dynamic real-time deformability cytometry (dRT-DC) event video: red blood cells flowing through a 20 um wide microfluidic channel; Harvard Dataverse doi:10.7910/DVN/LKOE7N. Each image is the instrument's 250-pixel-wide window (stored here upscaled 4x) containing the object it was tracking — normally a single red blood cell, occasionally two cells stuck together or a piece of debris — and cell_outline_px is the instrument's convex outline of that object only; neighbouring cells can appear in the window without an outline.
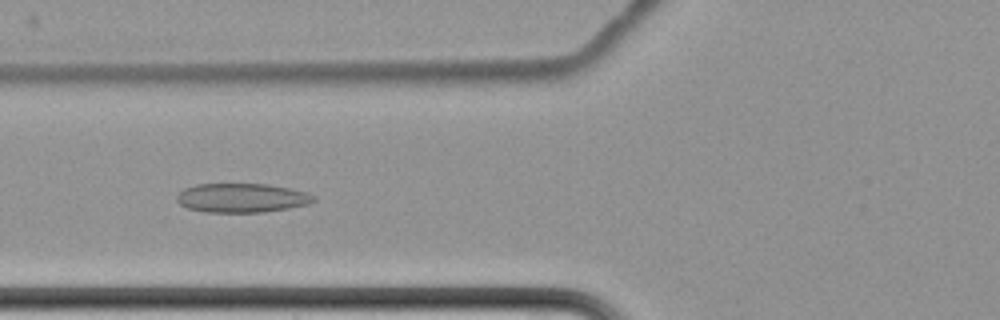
{"species": "common noctule bat (a hibernating species)", "species_latin": "Nyctalus noctula", "temperature_condition": "cold", "stored_images_in_passage": 8, "camera_frame_rate_fps": 3000, "um_per_image_px": 0.085, "animal": {"sex": "female", "body_mass_g": 22.7, "forearm_length_mm": 54.2}, "frame": {"image": 1, "passage_image": 7, "time_ms": 8.667, "image_size_px": [1000, 320], "cell_outline_px": [[316, 200], [308, 204], [288, 208], [260, 212], [208, 212], [188, 208], [180, 204], [176, 200], [176, 196], [184, 188], [196, 184], [268, 184], [288, 188], [304, 192], [316, 196]], "centroid_in_image_um": [20.53, 16.81], "position_along_channel_um": 105.3, "area_um2": 23.06}}
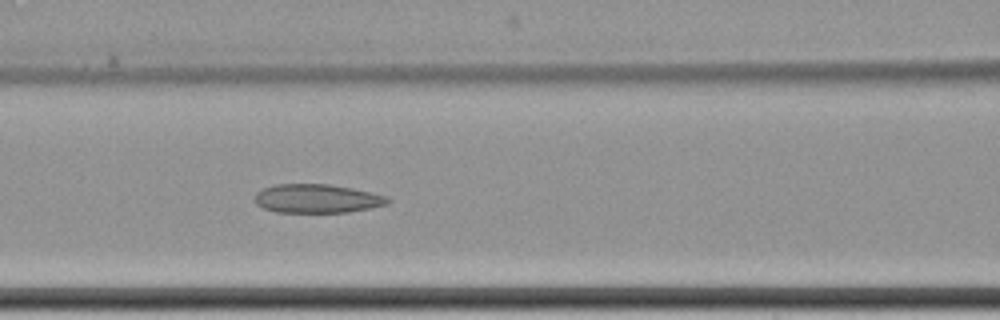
{"frame": {"image": 2, "passage_image": 8, "time_ms": 9.667, "image_size_px": [1000, 320], "cell_outline_px": [[392, 200], [388, 204], [372, 208], [348, 212], [276, 212], [264, 208], [256, 204], [256, 192], [260, 188], [276, 184], [328, 184], [352, 188], [388, 196]], "centroid_in_image_um": [26.97, 16.87], "position_along_channel_um": 139.6, "area_um2": 22.43}}